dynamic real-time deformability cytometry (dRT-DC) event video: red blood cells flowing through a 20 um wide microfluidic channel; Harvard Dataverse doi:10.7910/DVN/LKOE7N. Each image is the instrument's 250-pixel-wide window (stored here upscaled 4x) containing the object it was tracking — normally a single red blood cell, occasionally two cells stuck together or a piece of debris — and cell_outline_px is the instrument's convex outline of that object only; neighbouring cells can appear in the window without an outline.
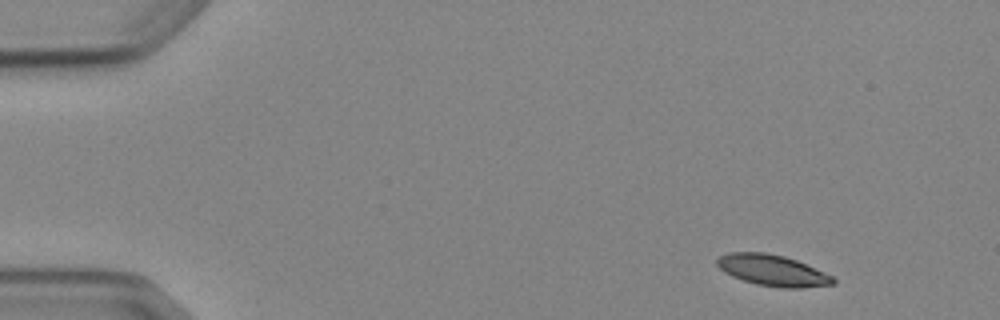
{"species": "Egyptian fruit bat (a non-hibernating species)", "species_latin": "Rousettus aegyptiacus", "temperature_condition": "cold", "stored_images_in_passage": 5, "camera_frame_rate_fps": 3000, "um_per_image_px": 0.085, "animal": {"sex": "female"}, "frame": {"image": 1, "passage_image": 1, "time_ms": 0.0, "image_size_px": [1000, 320], "cell_outline_px": [[836, 284], [800, 288], [780, 288], [756, 284], [732, 276], [724, 272], [716, 264], [716, 260], [720, 256], [728, 252], [764, 252], [784, 256], [796, 260], [824, 272], [832, 276], [836, 280]], "centroid_in_image_um": [65.66, 22.98], "position_along_channel_um": 19.3, "area_um2": 21.04}}
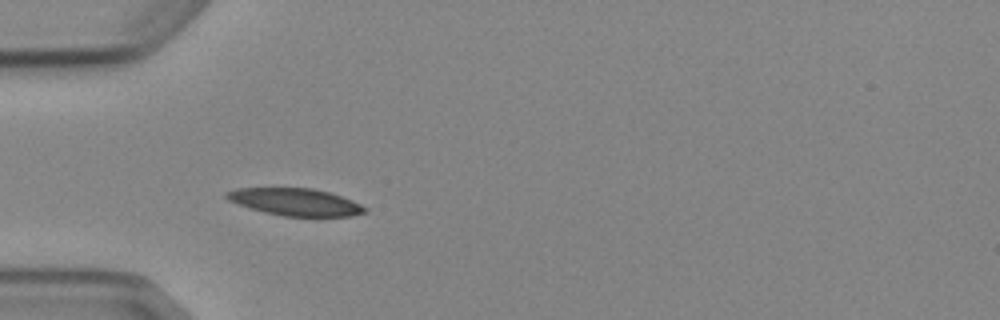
{"frame": {"image": 2, "passage_image": 4, "time_ms": 3.667, "image_size_px": [1000, 320], "cell_outline_px": [[368, 208], [364, 212], [352, 216], [284, 216], [264, 212], [228, 200], [224, 196], [224, 192], [236, 188], [312, 188], [328, 192], [352, 200]], "centroid_in_image_um": [25.09, 17.16], "position_along_channel_um": 59.9, "area_um2": 21.73}}
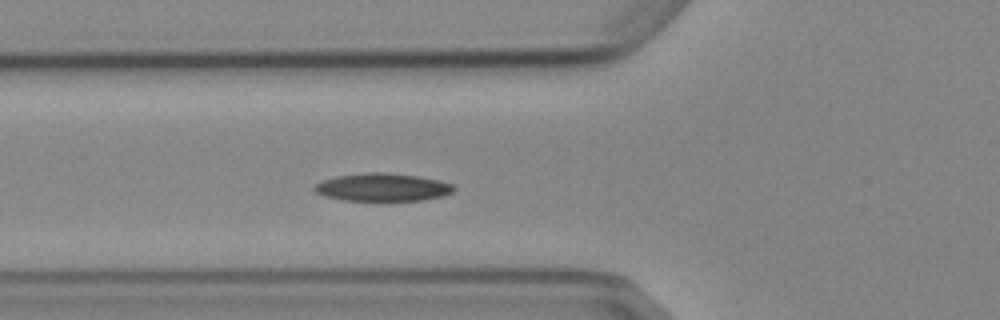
{"frame": {"image": 3, "passage_image": 5, "time_ms": 4.667, "image_size_px": [1000, 320], "cell_outline_px": [[456, 188], [452, 192], [440, 196], [420, 200], [344, 200], [328, 196], [316, 192], [312, 188], [316, 184], [324, 180], [336, 176], [372, 172], [384, 172], [420, 176], [440, 180], [452, 184]], "centroid_in_image_um": [32.54, 15.9], "position_along_channel_um": 93.3, "area_um2": 22.31}}